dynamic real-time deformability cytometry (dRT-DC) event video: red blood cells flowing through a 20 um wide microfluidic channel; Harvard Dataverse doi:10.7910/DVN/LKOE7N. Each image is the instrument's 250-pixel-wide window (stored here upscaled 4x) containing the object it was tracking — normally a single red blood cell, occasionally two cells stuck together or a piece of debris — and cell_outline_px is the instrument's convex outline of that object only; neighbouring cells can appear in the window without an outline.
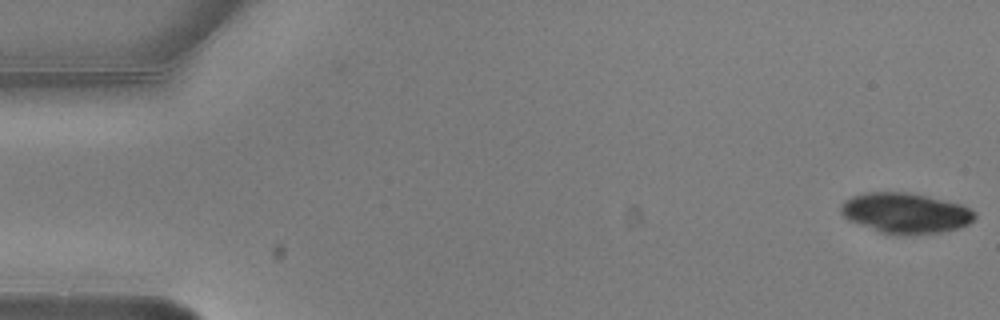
{"species": "common noctule bat (a hibernating species)", "species_latin": "Nyctalus noctula", "temperature_condition": "warm", "stored_images_in_passage": 5, "camera_frame_rate_fps": 3000, "um_per_image_px": 0.085, "animal": {"sex": "male", "body_mass_g": 20.5, "forearm_length_mm": 52.5}, "frame": {"image": 1, "passage_image": 1, "time_ms": 0.0, "image_size_px": [1000, 320], "cell_outline_px": [[976, 216], [968, 224], [960, 228], [940, 232], [904, 236], [896, 236], [880, 232], [848, 220], [840, 212], [840, 204], [844, 200], [852, 196], [864, 192], [908, 192], [928, 196], [960, 204], [972, 208], [976, 212]], "centroid_in_image_um": [76.96, 18.12], "position_along_channel_um": 8.0, "area_um2": 31.96}}